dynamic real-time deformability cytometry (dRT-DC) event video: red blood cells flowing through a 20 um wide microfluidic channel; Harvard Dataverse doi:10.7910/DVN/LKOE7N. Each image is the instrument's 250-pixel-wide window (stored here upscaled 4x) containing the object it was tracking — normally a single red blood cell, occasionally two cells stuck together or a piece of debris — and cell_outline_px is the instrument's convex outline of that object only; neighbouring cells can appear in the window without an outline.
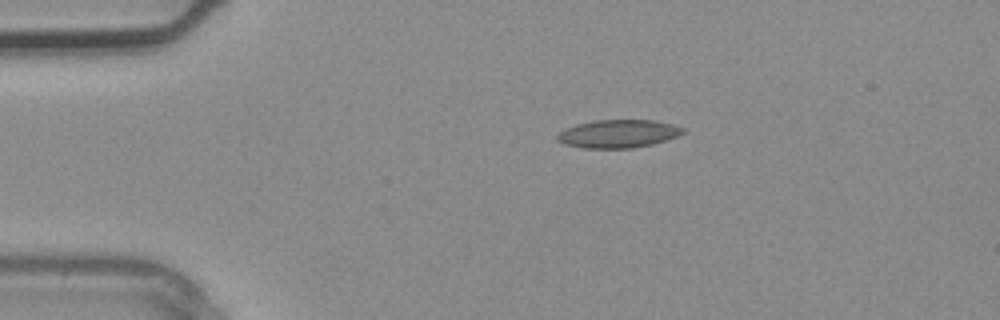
{"species": "common noctule bat (a hibernating species)", "species_latin": "Nyctalus noctula", "temperature_condition": "warm", "stored_images_in_passage": 1, "camera_frame_rate_fps": 3000, "um_per_image_px": 0.085, "animal": {"sex": "male", "body_mass_g": 20.4}, "frame": {"image": 1, "passage_image": 1, "time_ms": 0.0, "image_size_px": [1000, 320], "cell_outline_px": [[684, 132], [680, 136], [652, 144], [632, 148], [584, 148], [564, 144], [556, 140], [556, 136], [560, 132], [576, 124], [592, 120], [656, 120], [672, 124], [684, 128]], "centroid_in_image_um": [52.56, 11.36], "position_along_channel_um": 32.4, "area_um2": 20.63}}